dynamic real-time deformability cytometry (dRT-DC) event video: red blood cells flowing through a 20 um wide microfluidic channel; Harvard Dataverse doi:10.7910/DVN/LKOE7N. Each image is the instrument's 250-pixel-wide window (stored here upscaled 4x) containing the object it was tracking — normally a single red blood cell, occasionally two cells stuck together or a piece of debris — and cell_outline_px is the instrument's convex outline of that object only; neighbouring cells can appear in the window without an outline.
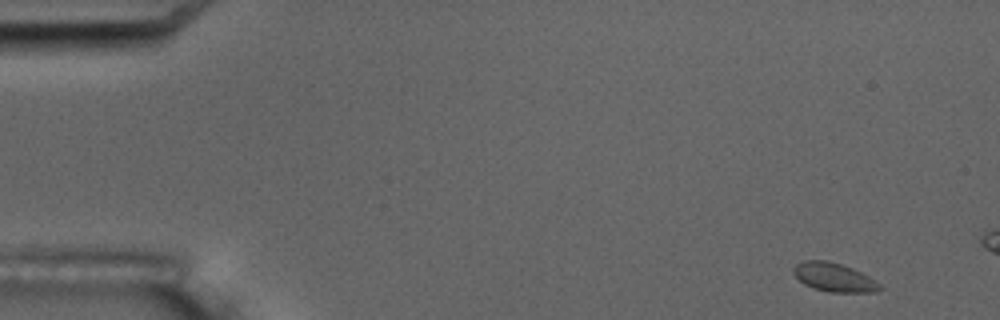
{"species": "common noctule bat (a hibernating species)", "species_latin": "Nyctalus noctula", "temperature_condition": "room temperature", "stored_images_in_passage": 4, "camera_frame_rate_fps": 3000, "um_per_image_px": 0.085, "animal": {"sex": "male", "body_mass_g": 17.5, "forearm_length_mm": 52.3}, "frame": {"image": 1, "passage_image": 1, "time_ms": 0.0, "image_size_px": [1000, 320], "cell_outline_px": [[884, 288], [876, 292], [828, 292], [812, 288], [804, 284], [792, 272], [792, 268], [796, 264], [804, 260], [828, 260], [852, 268], [868, 276], [880, 284]], "centroid_in_image_um": [70.88, 23.57], "position_along_channel_um": 14.1, "area_um2": 14.51}}